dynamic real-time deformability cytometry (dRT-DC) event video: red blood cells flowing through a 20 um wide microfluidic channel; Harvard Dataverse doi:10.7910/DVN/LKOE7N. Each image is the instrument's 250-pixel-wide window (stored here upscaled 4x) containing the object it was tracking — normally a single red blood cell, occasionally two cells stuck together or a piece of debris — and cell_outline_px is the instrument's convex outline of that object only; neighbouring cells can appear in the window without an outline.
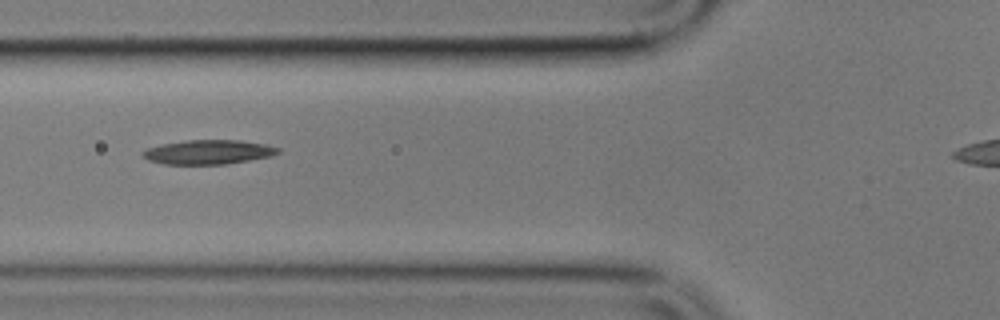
{"species": "common noctule bat (a hibernating species)", "species_latin": "Nyctalus noctula", "temperature_condition": "cold", "stored_images_in_passage": 3, "camera_frame_rate_fps": 3000, "um_per_image_px": 0.085, "animal": {"sex": "male", "body_mass_g": 17.9}, "frame": {"image": 1, "passage_image": 2, "time_ms": 1.333, "image_size_px": [1000, 320], "cell_outline_px": [[280, 152], [272, 156], [224, 164], [164, 164], [148, 160], [140, 156], [140, 152], [148, 148], [160, 144], [188, 140], [240, 140], [264, 144], [280, 148]], "centroid_in_image_um": [17.67, 12.92], "position_along_channel_um": 108.1, "area_um2": 19.19}}